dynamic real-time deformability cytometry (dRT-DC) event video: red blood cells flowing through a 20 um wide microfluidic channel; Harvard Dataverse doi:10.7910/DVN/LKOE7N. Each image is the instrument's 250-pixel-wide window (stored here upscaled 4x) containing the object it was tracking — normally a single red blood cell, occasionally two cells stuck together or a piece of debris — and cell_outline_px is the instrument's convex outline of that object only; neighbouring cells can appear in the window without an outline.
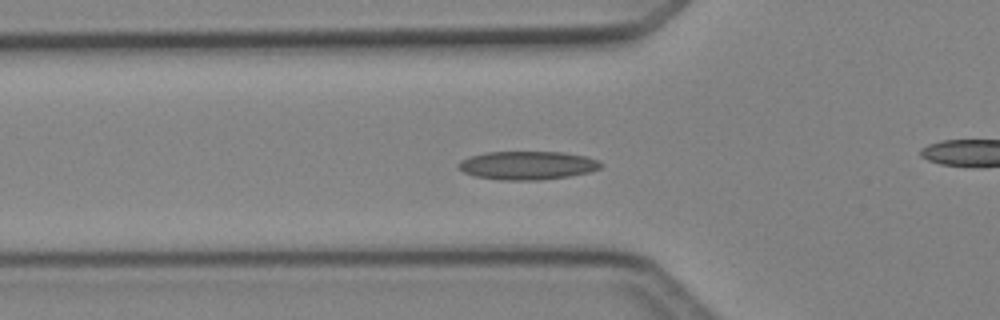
{"species": "Egyptian fruit bat (a non-hibernating species)", "species_latin": "Rousettus aegyptiacus", "temperature_condition": "cold", "stored_images_in_passage": 49, "camera_frame_rate_fps": 3000, "um_per_image_px": 0.085, "animal": {"sex": "female"}, "frame": {"image": 1, "passage_image": 17, "time_ms": 5.333, "image_size_px": [1000, 320], "cell_outline_px": [[604, 164], [600, 168], [588, 172], [568, 176], [540, 180], [500, 180], [476, 176], [464, 172], [456, 168], [456, 164], [460, 160], [484, 152], [564, 152], [588, 156], [600, 160]], "centroid_in_image_um": [44.84, 14.05], "position_along_channel_um": 81.0, "area_um2": 23.81}}
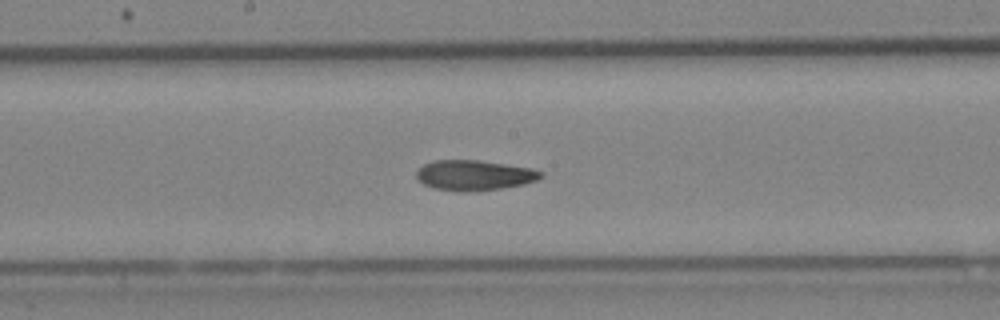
{"frame": {"image": 2, "passage_image": 26, "time_ms": 8.333, "image_size_px": [1000, 320], "cell_outline_px": [[544, 176], [536, 180], [524, 184], [504, 188], [476, 192], [460, 192], [432, 188], [416, 180], [416, 172], [424, 164], [432, 160], [480, 160], [532, 168], [544, 172]], "centroid_in_image_um": [40.31, 14.91], "position_along_channel_um": 207.9, "area_um2": 22.37}}
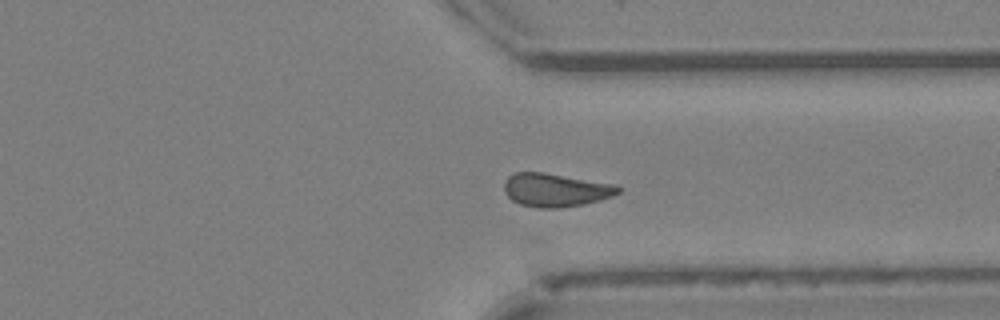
{"frame": {"image": 3, "passage_image": 37, "time_ms": 12.0, "image_size_px": [1000, 320], "cell_outline_px": [[620, 192], [612, 196], [600, 200], [584, 204], [560, 208], [540, 208], [520, 204], [512, 200], [504, 192], [504, 180], [508, 176], [516, 172], [544, 172], [612, 184], [620, 188]], "centroid_in_image_um": [47.18, 16.15], "position_along_channel_um": 364.2, "area_um2": 22.08}, "authors_computed_cell_mechanics": {"area_um2": 21.675, "velocity_mm_per_s": 4.2474, "shape_relaxation_time_tau1_ms": 10.7871, "shape_relaxation_time_tau2_ms": 6.244, "deformation_change_tau1": 0.2136, "deformation_change_tau2": 0.1296}}